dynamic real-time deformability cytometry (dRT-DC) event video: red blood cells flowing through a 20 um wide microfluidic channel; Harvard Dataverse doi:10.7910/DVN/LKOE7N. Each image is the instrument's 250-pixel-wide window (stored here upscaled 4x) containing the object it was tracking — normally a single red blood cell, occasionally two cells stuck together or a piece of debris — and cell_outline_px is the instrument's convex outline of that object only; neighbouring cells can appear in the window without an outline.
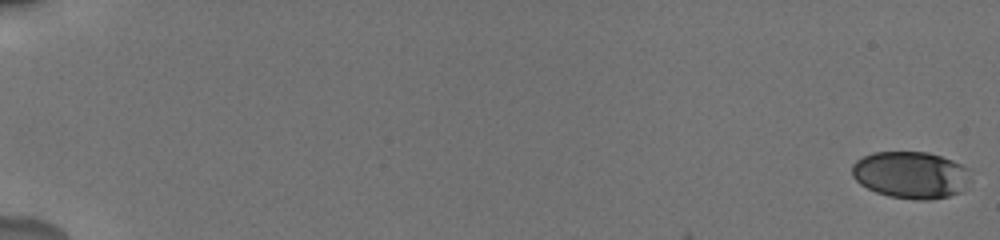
{"species": "human", "species_latin": "Homo sapiens", "temperature_condition": "cold", "stored_images_in_passage": 38, "camera_frame_rate_fps": 3000, "um_per_image_px": 0.085, "donor": {"sex": "male"}, "frame": {"image": 1, "passage_image": 1, "time_ms": 0.0, "image_size_px": [1000, 240], "cell_outline_px": [[972, 168], [960, 192], [948, 196], [928, 200], [916, 200], [888, 196], [876, 192], [860, 184], [852, 176], [852, 164], [856, 160], [872, 152], [928, 152], [952, 160]], "centroid_in_image_um": [77.39, 14.86], "position_along_channel_um": 7.6, "area_um2": 32.43}}
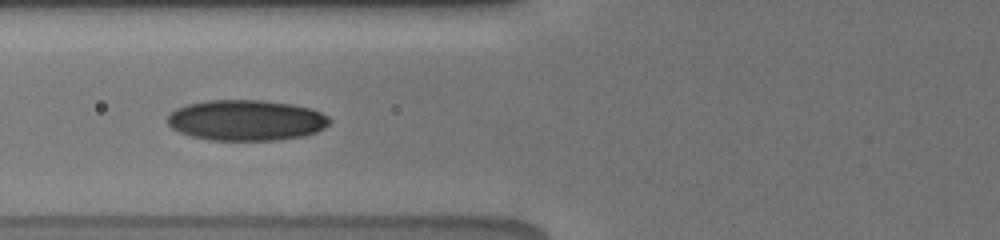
{"frame": {"image": 2, "passage_image": 17, "time_ms": 8.0, "image_size_px": [1000, 240], "cell_outline_px": [[332, 120], [324, 128], [316, 132], [304, 136], [280, 140], [212, 140], [192, 136], [180, 132], [172, 128], [168, 124], [168, 116], [176, 108], [188, 104], [208, 100], [260, 100], [292, 104], [312, 108], [328, 116]], "centroid_in_image_um": [20.96, 10.22], "position_along_channel_um": 104.8, "area_um2": 38.49}}
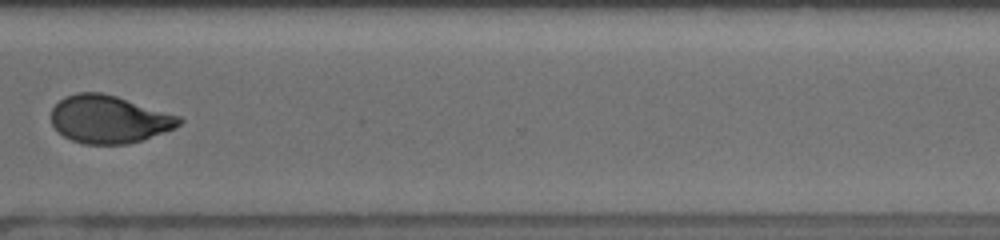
{"frame": {"image": 3, "passage_image": 31, "time_ms": 14.667, "image_size_px": [1000, 240], "cell_outline_px": [[184, 120], [176, 128], [128, 144], [84, 144], [72, 140], [64, 136], [52, 124], [52, 108], [64, 96], [76, 92], [100, 92], [116, 96], [180, 116]], "centroid_in_image_um": [9.27, 10.13], "position_along_channel_um": 361.3, "area_um2": 35.43}, "authors_computed_cell_mechanics": {"area_um2": 35.7782, "velocity_mm_per_s": 3.8497, "shape_relaxation_time_tau1_ms": 4.3486, "shape_relaxation_time_tau2_ms": 2.1382, "deformation_change_tau1": 0.1338, "deformation_change_tau2": 0.0612}}